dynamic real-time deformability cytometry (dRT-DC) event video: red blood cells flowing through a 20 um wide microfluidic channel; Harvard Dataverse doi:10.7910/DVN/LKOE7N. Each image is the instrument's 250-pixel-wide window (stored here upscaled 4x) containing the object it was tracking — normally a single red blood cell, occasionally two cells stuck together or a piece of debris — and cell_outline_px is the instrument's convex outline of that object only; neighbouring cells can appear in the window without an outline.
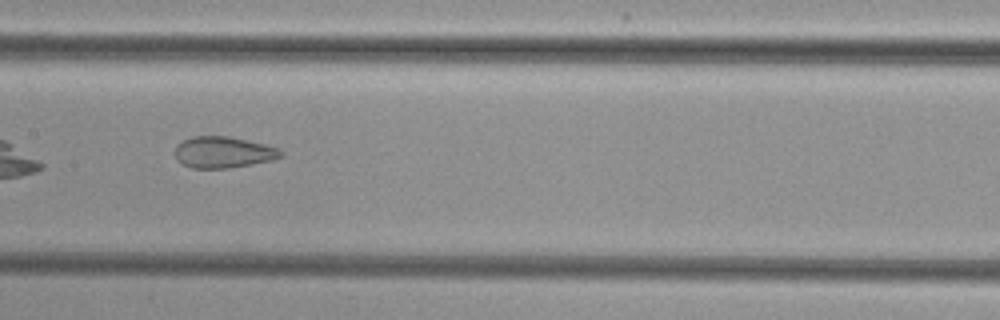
{"species": "common noctule bat (a hibernating species)", "species_latin": "Nyctalus noctula", "temperature_condition": "cold", "stored_images_in_passage": 36, "camera_frame_rate_fps": 3000, "um_per_image_px": 0.085, "animal": {"sex": "female", "body_mass_g": 29.2, "forearm_length_mm": 56.3}, "frame": {"image": 1, "passage_image": 11, "time_ms": 3.333, "image_size_px": [1000, 320], "cell_outline_px": [[284, 152], [280, 156], [272, 160], [252, 164], [228, 168], [192, 168], [176, 160], [176, 144], [192, 136], [228, 136], [264, 144], [276, 148]], "centroid_in_image_um": [18.95, 12.94], "position_along_channel_um": 188.4, "area_um2": 19.13}}